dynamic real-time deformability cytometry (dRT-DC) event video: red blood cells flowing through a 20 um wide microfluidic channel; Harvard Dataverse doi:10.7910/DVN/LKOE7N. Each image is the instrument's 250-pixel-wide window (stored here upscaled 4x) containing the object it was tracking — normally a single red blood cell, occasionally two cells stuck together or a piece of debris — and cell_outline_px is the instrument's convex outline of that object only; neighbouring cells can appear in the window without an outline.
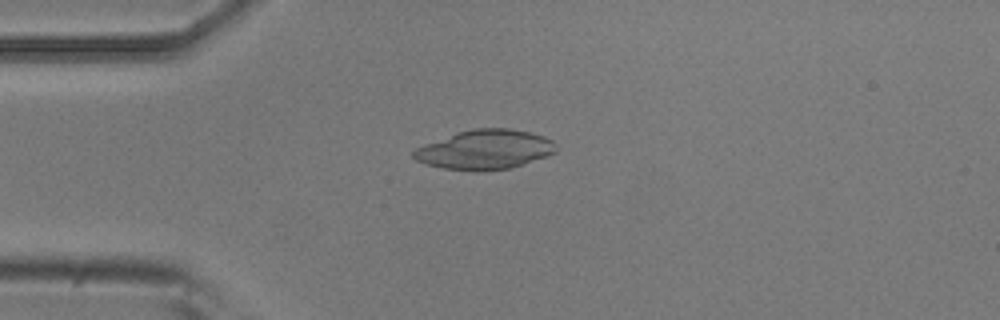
{"species": "common noctule bat (a hibernating species)", "species_latin": "Nyctalus noctula", "temperature_condition": "room temperature", "stored_images_in_passage": 4, "camera_frame_rate_fps": 3000, "um_per_image_px": 0.085, "animal": {"sex": "male", "body_mass_g": 20.5, "forearm_length_mm": 52.5}, "frame": {"image": 1, "passage_image": 4, "time_ms": 1.0, "image_size_px": [1000, 320], "cell_outline_px": [[556, 152], [548, 156], [512, 168], [444, 168], [428, 164], [416, 160], [412, 156], [412, 152], [416, 148], [456, 132], [472, 128], [508, 128], [528, 132], [544, 136], [552, 140], [556, 144]], "centroid_in_image_um": [41.27, 12.67], "position_along_channel_um": 43.7, "area_um2": 31.91}}